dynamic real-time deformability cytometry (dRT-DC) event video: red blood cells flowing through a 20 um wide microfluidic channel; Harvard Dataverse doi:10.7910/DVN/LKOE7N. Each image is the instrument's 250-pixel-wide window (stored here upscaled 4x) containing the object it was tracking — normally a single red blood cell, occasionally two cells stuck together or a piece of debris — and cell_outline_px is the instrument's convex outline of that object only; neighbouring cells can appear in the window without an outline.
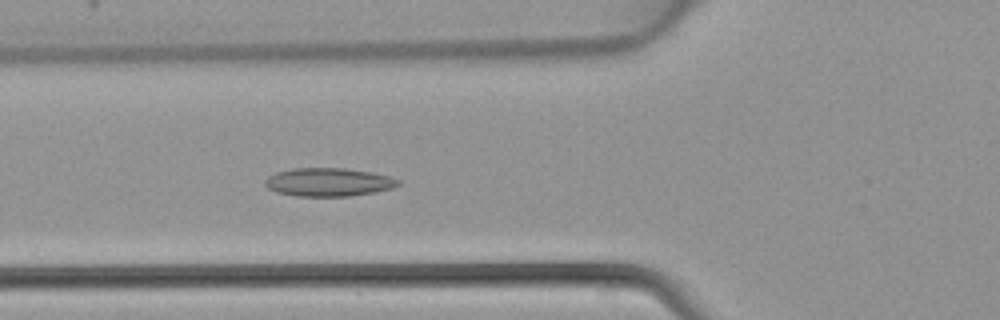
{"species": "common noctule bat (a hibernating species)", "species_latin": "Nyctalus noctula", "temperature_condition": "warm", "stored_images_in_passage": 45, "camera_frame_rate_fps": 3000, "um_per_image_px": 0.085, "animal": {"sex": "female", "body_mass_g": 22.7, "forearm_length_mm": 54.2}, "frame": {"image": 1, "passage_image": 17, "time_ms": 5.333, "image_size_px": [1000, 320], "cell_outline_px": [[400, 184], [392, 188], [376, 192], [348, 196], [296, 196], [276, 192], [268, 188], [264, 184], [264, 180], [268, 176], [276, 172], [292, 168], [344, 168], [372, 172], [392, 176], [400, 180]], "centroid_in_image_um": [27.93, 15.47], "position_along_channel_um": 97.9, "area_um2": 22.2}}
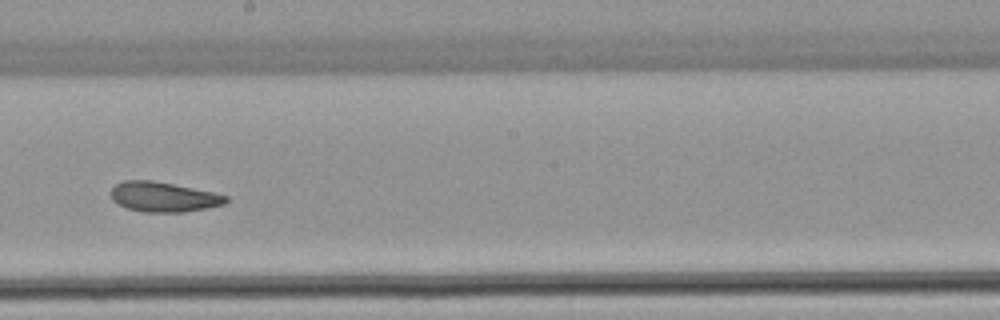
{"frame": {"image": 2, "passage_image": 26, "time_ms": 8.333, "image_size_px": [1000, 320], "cell_outline_px": [[228, 200], [224, 204], [208, 208], [184, 212], [144, 212], [128, 208], [112, 200], [112, 188], [116, 184], [124, 180], [152, 180], [212, 192], [228, 196]], "centroid_in_image_um": [13.91, 16.74], "position_along_channel_um": 234.3, "area_um2": 19.83}}
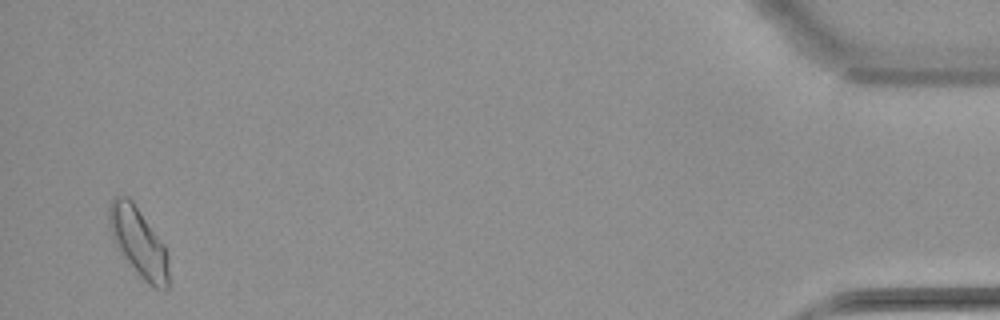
{"frame": {"image": 3, "passage_image": 44, "time_ms": 14.333, "image_size_px": [1000, 320], "cell_outline_px": [[168, 288], [156, 288], [148, 284], [140, 276], [120, 252], [112, 240], [108, 216], [108, 208], [112, 200], [116, 196], [128, 196], [132, 200], [164, 244], [168, 256]], "centroid_in_image_um": [11.76, 20.56], "position_along_channel_um": 423.4, "area_um2": 23.76}}